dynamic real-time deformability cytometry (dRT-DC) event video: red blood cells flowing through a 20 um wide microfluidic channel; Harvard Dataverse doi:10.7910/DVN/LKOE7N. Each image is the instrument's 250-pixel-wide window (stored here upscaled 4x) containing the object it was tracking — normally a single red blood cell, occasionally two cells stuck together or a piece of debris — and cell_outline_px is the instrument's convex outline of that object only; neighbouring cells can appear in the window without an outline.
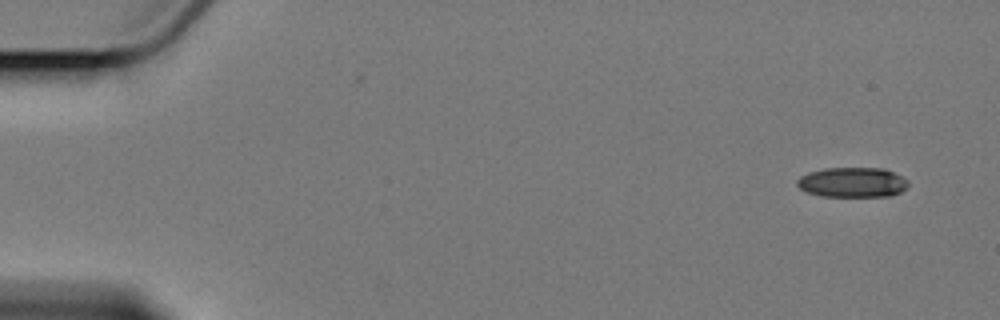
{"species": "Egyptian fruit bat (a non-hibernating species)", "species_latin": "Rousettus aegyptiacus", "temperature_condition": "cold", "stored_images_in_passage": 2, "camera_frame_rate_fps": 3000, "um_per_image_px": 0.085, "animal": {"sex": "female"}, "frame": {"image": 1, "passage_image": 2, "time_ms": 1.333, "image_size_px": [1000, 320], "cell_outline_px": [[908, 188], [892, 196], [820, 196], [808, 192], [800, 188], [796, 184], [796, 180], [800, 176], [808, 172], [824, 168], [884, 168], [908, 180]], "centroid_in_image_um": [72.45, 15.5], "position_along_channel_um": 12.5, "area_um2": 19.48}}